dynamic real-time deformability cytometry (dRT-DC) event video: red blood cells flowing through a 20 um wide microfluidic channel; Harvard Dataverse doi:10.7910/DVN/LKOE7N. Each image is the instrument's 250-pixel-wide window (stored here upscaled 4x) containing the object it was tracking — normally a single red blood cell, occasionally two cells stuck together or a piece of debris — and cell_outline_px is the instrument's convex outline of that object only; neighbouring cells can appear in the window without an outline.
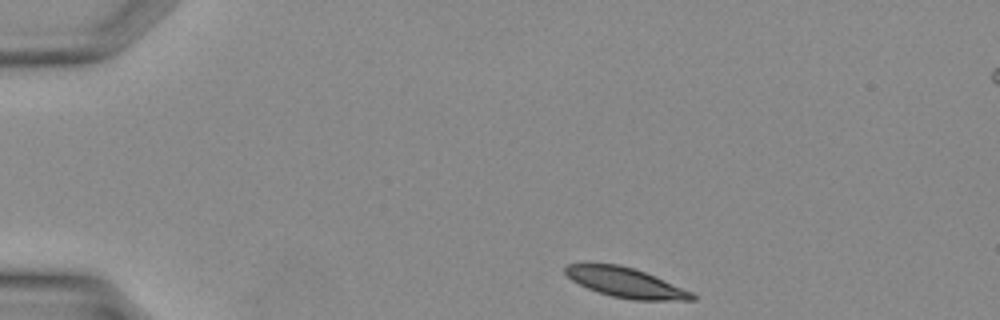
{"species": "Egyptian fruit bat (a non-hibernating species)", "species_latin": "Rousettus aegyptiacus", "temperature_condition": "warm", "stored_images_in_passage": 31, "camera_frame_rate_fps": 3000, "um_per_image_px": 0.085, "animal": {"sex": "female"}, "frame": {"image": 1, "passage_image": 1, "time_ms": 0.0, "image_size_px": [1000, 320], "cell_outline_px": [[696, 300], [636, 300], [612, 296], [588, 288], [572, 280], [564, 272], [564, 268], [568, 264], [588, 260], [616, 264], [632, 268], [644, 272], [692, 292], [696, 296]], "centroid_in_image_um": [53.09, 23.97], "position_along_channel_um": 31.9, "area_um2": 22.14}}
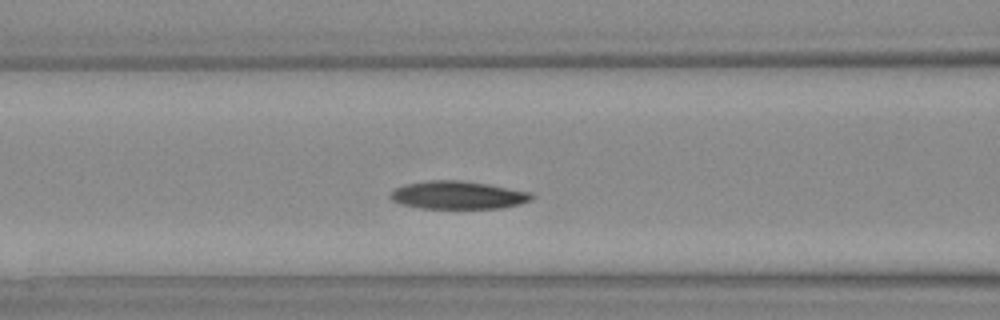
{"frame": {"image": 2, "passage_image": 10, "time_ms": 3.0, "image_size_px": [1000, 320], "cell_outline_px": [[536, 196], [532, 200], [520, 204], [500, 208], [420, 208], [400, 204], [392, 200], [388, 196], [396, 188], [404, 184], [432, 180], [464, 180], [488, 184], [532, 192]], "centroid_in_image_um": [38.95, 16.58], "position_along_channel_um": 127.6, "area_um2": 23.18}}
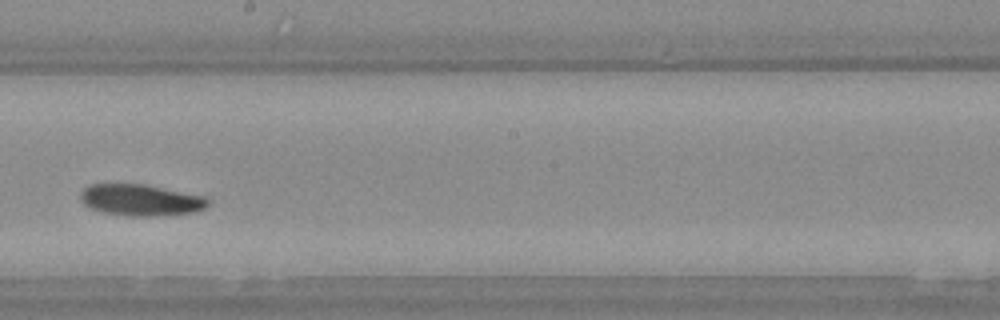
{"frame": {"image": 3, "passage_image": 16, "time_ms": 5.0, "image_size_px": [1000, 320], "cell_outline_px": [[208, 204], [204, 208], [192, 212], [160, 216], [128, 216], [104, 212], [92, 208], [84, 204], [80, 200], [80, 192], [84, 188], [92, 184], [144, 184], [204, 196], [208, 200]], "centroid_in_image_um": [11.94, 17.0], "position_along_channel_um": 236.3, "area_um2": 23.18}}